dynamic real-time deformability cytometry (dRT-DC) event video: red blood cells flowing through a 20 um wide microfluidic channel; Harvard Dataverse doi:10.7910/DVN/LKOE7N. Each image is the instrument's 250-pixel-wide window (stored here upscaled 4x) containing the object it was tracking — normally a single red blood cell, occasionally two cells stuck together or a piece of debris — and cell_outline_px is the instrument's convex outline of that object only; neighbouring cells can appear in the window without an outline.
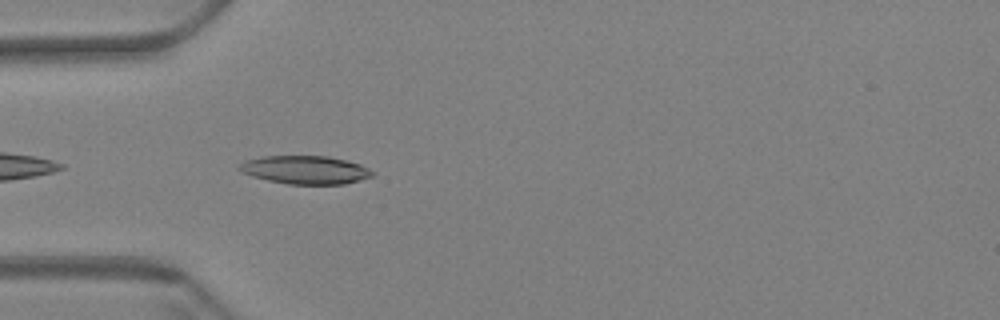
{"species": "Egyptian fruit bat (a non-hibernating species)", "species_latin": "Rousettus aegyptiacus", "temperature_condition": "warm", "stored_images_in_passage": 12, "camera_frame_rate_fps": 3000, "um_per_image_px": 0.085, "animal": {"sex": "female"}, "frame": {"image": 1, "passage_image": 3, "time_ms": 0.667, "image_size_px": [1000, 320], "cell_outline_px": [[376, 172], [372, 176], [360, 180], [344, 184], [288, 184], [268, 180], [252, 176], [240, 172], [236, 168], [236, 164], [244, 160], [264, 156], [328, 156], [360, 164]], "centroid_in_image_um": [25.9, 14.43], "position_along_channel_um": 59.1, "area_um2": 22.08}}
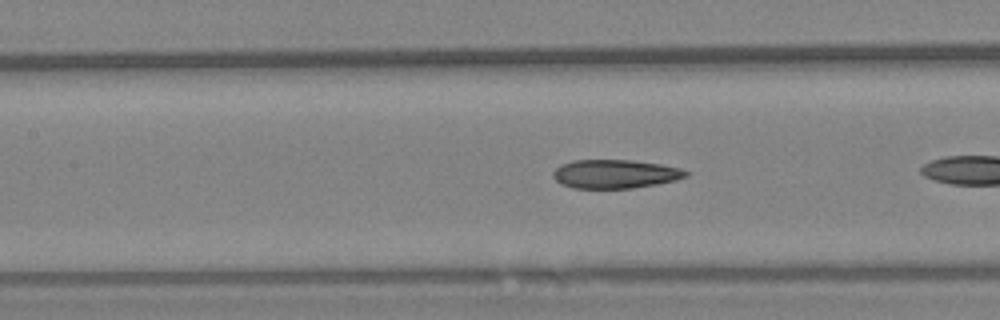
{"frame": {"image": 2, "passage_image": 9, "time_ms": 2.667, "image_size_px": [1000, 320], "cell_outline_px": [[688, 176], [676, 180], [656, 184], [632, 188], [572, 188], [560, 184], [552, 176], [552, 172], [560, 164], [572, 160], [632, 160], [660, 164], [680, 168], [688, 172]], "centroid_in_image_um": [52.25, 14.78], "position_along_channel_um": 155.2, "area_um2": 22.31}}